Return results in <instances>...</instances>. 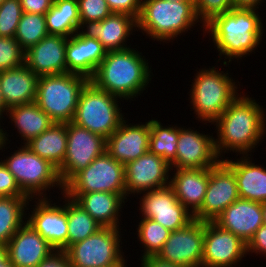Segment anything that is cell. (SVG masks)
<instances>
[{"mask_svg":"<svg viewBox=\"0 0 266 267\" xmlns=\"http://www.w3.org/2000/svg\"><path fill=\"white\" fill-rule=\"evenodd\" d=\"M195 12L203 26L214 16L228 12L234 7V0H194Z\"/></svg>","mask_w":266,"mask_h":267,"instance_id":"cell-39","label":"cell"},{"mask_svg":"<svg viewBox=\"0 0 266 267\" xmlns=\"http://www.w3.org/2000/svg\"><path fill=\"white\" fill-rule=\"evenodd\" d=\"M138 226V237L145 250L142 258L157 255L169 238L171 231L149 218H143Z\"/></svg>","mask_w":266,"mask_h":267,"instance_id":"cell-36","label":"cell"},{"mask_svg":"<svg viewBox=\"0 0 266 267\" xmlns=\"http://www.w3.org/2000/svg\"><path fill=\"white\" fill-rule=\"evenodd\" d=\"M214 222L247 244L263 225L262 203L239 198L221 212Z\"/></svg>","mask_w":266,"mask_h":267,"instance_id":"cell-23","label":"cell"},{"mask_svg":"<svg viewBox=\"0 0 266 267\" xmlns=\"http://www.w3.org/2000/svg\"><path fill=\"white\" fill-rule=\"evenodd\" d=\"M175 170V175L169 180L170 186L178 201L194 215L204 201L209 182V168Z\"/></svg>","mask_w":266,"mask_h":267,"instance_id":"cell-26","label":"cell"},{"mask_svg":"<svg viewBox=\"0 0 266 267\" xmlns=\"http://www.w3.org/2000/svg\"><path fill=\"white\" fill-rule=\"evenodd\" d=\"M89 81L68 72L40 76L35 102L55 123L72 122L81 91Z\"/></svg>","mask_w":266,"mask_h":267,"instance_id":"cell-5","label":"cell"},{"mask_svg":"<svg viewBox=\"0 0 266 267\" xmlns=\"http://www.w3.org/2000/svg\"><path fill=\"white\" fill-rule=\"evenodd\" d=\"M234 172L220 160L209 167V182L201 208L193 215L200 221H214L227 207L239 199Z\"/></svg>","mask_w":266,"mask_h":267,"instance_id":"cell-12","label":"cell"},{"mask_svg":"<svg viewBox=\"0 0 266 267\" xmlns=\"http://www.w3.org/2000/svg\"><path fill=\"white\" fill-rule=\"evenodd\" d=\"M140 54L131 48L107 51L90 81L119 99L140 95L151 80L148 63Z\"/></svg>","mask_w":266,"mask_h":267,"instance_id":"cell-2","label":"cell"},{"mask_svg":"<svg viewBox=\"0 0 266 267\" xmlns=\"http://www.w3.org/2000/svg\"><path fill=\"white\" fill-rule=\"evenodd\" d=\"M171 166L160 156L147 151L125 164V190L127 194L143 193L170 185Z\"/></svg>","mask_w":266,"mask_h":267,"instance_id":"cell-16","label":"cell"},{"mask_svg":"<svg viewBox=\"0 0 266 267\" xmlns=\"http://www.w3.org/2000/svg\"><path fill=\"white\" fill-rule=\"evenodd\" d=\"M0 267H15L13 263H11L8 258L0 265Z\"/></svg>","mask_w":266,"mask_h":267,"instance_id":"cell-52","label":"cell"},{"mask_svg":"<svg viewBox=\"0 0 266 267\" xmlns=\"http://www.w3.org/2000/svg\"><path fill=\"white\" fill-rule=\"evenodd\" d=\"M141 262H142L141 263L142 267H186V266L173 264L168 261H164L156 255H149V256L143 257L141 258Z\"/></svg>","mask_w":266,"mask_h":267,"instance_id":"cell-46","label":"cell"},{"mask_svg":"<svg viewBox=\"0 0 266 267\" xmlns=\"http://www.w3.org/2000/svg\"><path fill=\"white\" fill-rule=\"evenodd\" d=\"M106 151V139L73 122L67 123V150L63 164L58 168L65 186L78 172Z\"/></svg>","mask_w":266,"mask_h":267,"instance_id":"cell-11","label":"cell"},{"mask_svg":"<svg viewBox=\"0 0 266 267\" xmlns=\"http://www.w3.org/2000/svg\"><path fill=\"white\" fill-rule=\"evenodd\" d=\"M262 108L255 100L244 95L238 96L226 108L215 121L218 140L214 139V147L218 157L223 150H235L248 155L247 152L255 148L266 131Z\"/></svg>","mask_w":266,"mask_h":267,"instance_id":"cell-1","label":"cell"},{"mask_svg":"<svg viewBox=\"0 0 266 267\" xmlns=\"http://www.w3.org/2000/svg\"><path fill=\"white\" fill-rule=\"evenodd\" d=\"M126 262H125V260L122 262V263H120V264H118V265H115V266H111V267H126Z\"/></svg>","mask_w":266,"mask_h":267,"instance_id":"cell-54","label":"cell"},{"mask_svg":"<svg viewBox=\"0 0 266 267\" xmlns=\"http://www.w3.org/2000/svg\"><path fill=\"white\" fill-rule=\"evenodd\" d=\"M8 260L15 267H37L56 250L27 222L6 245Z\"/></svg>","mask_w":266,"mask_h":267,"instance_id":"cell-20","label":"cell"},{"mask_svg":"<svg viewBox=\"0 0 266 267\" xmlns=\"http://www.w3.org/2000/svg\"><path fill=\"white\" fill-rule=\"evenodd\" d=\"M119 228L102 227L66 251L71 267H111L125 259L120 251Z\"/></svg>","mask_w":266,"mask_h":267,"instance_id":"cell-10","label":"cell"},{"mask_svg":"<svg viewBox=\"0 0 266 267\" xmlns=\"http://www.w3.org/2000/svg\"><path fill=\"white\" fill-rule=\"evenodd\" d=\"M117 98L89 81L81 91L72 122L107 139L124 120Z\"/></svg>","mask_w":266,"mask_h":267,"instance_id":"cell-7","label":"cell"},{"mask_svg":"<svg viewBox=\"0 0 266 267\" xmlns=\"http://www.w3.org/2000/svg\"><path fill=\"white\" fill-rule=\"evenodd\" d=\"M64 194L78 203L102 227H119V209L125 203L121 194L103 191Z\"/></svg>","mask_w":266,"mask_h":267,"instance_id":"cell-27","label":"cell"},{"mask_svg":"<svg viewBox=\"0 0 266 267\" xmlns=\"http://www.w3.org/2000/svg\"><path fill=\"white\" fill-rule=\"evenodd\" d=\"M170 2H178V1H182V2H194V0H167Z\"/></svg>","mask_w":266,"mask_h":267,"instance_id":"cell-53","label":"cell"},{"mask_svg":"<svg viewBox=\"0 0 266 267\" xmlns=\"http://www.w3.org/2000/svg\"><path fill=\"white\" fill-rule=\"evenodd\" d=\"M37 267H71V265L64 251H55Z\"/></svg>","mask_w":266,"mask_h":267,"instance_id":"cell-45","label":"cell"},{"mask_svg":"<svg viewBox=\"0 0 266 267\" xmlns=\"http://www.w3.org/2000/svg\"><path fill=\"white\" fill-rule=\"evenodd\" d=\"M247 254V244L216 224L204 221L202 267H233Z\"/></svg>","mask_w":266,"mask_h":267,"instance_id":"cell-13","label":"cell"},{"mask_svg":"<svg viewBox=\"0 0 266 267\" xmlns=\"http://www.w3.org/2000/svg\"><path fill=\"white\" fill-rule=\"evenodd\" d=\"M31 201L28 197H0V245H7L9 240L24 225L26 204ZM23 223V224H22Z\"/></svg>","mask_w":266,"mask_h":267,"instance_id":"cell-32","label":"cell"},{"mask_svg":"<svg viewBox=\"0 0 266 267\" xmlns=\"http://www.w3.org/2000/svg\"><path fill=\"white\" fill-rule=\"evenodd\" d=\"M25 145L40 158L59 168L63 164L67 150V123H54Z\"/></svg>","mask_w":266,"mask_h":267,"instance_id":"cell-29","label":"cell"},{"mask_svg":"<svg viewBox=\"0 0 266 267\" xmlns=\"http://www.w3.org/2000/svg\"><path fill=\"white\" fill-rule=\"evenodd\" d=\"M22 13L20 0H5L0 5V37H15Z\"/></svg>","mask_w":266,"mask_h":267,"instance_id":"cell-37","label":"cell"},{"mask_svg":"<svg viewBox=\"0 0 266 267\" xmlns=\"http://www.w3.org/2000/svg\"><path fill=\"white\" fill-rule=\"evenodd\" d=\"M178 127H164L157 120H150L148 151L162 157L170 166L175 162Z\"/></svg>","mask_w":266,"mask_h":267,"instance_id":"cell-34","label":"cell"},{"mask_svg":"<svg viewBox=\"0 0 266 267\" xmlns=\"http://www.w3.org/2000/svg\"><path fill=\"white\" fill-rule=\"evenodd\" d=\"M48 35L45 15L23 12L14 38L26 51Z\"/></svg>","mask_w":266,"mask_h":267,"instance_id":"cell-35","label":"cell"},{"mask_svg":"<svg viewBox=\"0 0 266 267\" xmlns=\"http://www.w3.org/2000/svg\"><path fill=\"white\" fill-rule=\"evenodd\" d=\"M248 155L240 161L222 160L236 177L239 197L254 202H266V169L255 165ZM244 157V158H243Z\"/></svg>","mask_w":266,"mask_h":267,"instance_id":"cell-28","label":"cell"},{"mask_svg":"<svg viewBox=\"0 0 266 267\" xmlns=\"http://www.w3.org/2000/svg\"><path fill=\"white\" fill-rule=\"evenodd\" d=\"M263 224L266 225V202L262 203Z\"/></svg>","mask_w":266,"mask_h":267,"instance_id":"cell-51","label":"cell"},{"mask_svg":"<svg viewBox=\"0 0 266 267\" xmlns=\"http://www.w3.org/2000/svg\"><path fill=\"white\" fill-rule=\"evenodd\" d=\"M111 192L125 199V165L106 151L78 172L65 186L64 193Z\"/></svg>","mask_w":266,"mask_h":267,"instance_id":"cell-9","label":"cell"},{"mask_svg":"<svg viewBox=\"0 0 266 267\" xmlns=\"http://www.w3.org/2000/svg\"><path fill=\"white\" fill-rule=\"evenodd\" d=\"M81 24L90 21H102L112 12L106 0H77Z\"/></svg>","mask_w":266,"mask_h":267,"instance_id":"cell-40","label":"cell"},{"mask_svg":"<svg viewBox=\"0 0 266 267\" xmlns=\"http://www.w3.org/2000/svg\"><path fill=\"white\" fill-rule=\"evenodd\" d=\"M198 20L194 2L144 0L137 28L158 41H168L188 31ZM195 22V23H194ZM190 27V28H189Z\"/></svg>","mask_w":266,"mask_h":267,"instance_id":"cell-4","label":"cell"},{"mask_svg":"<svg viewBox=\"0 0 266 267\" xmlns=\"http://www.w3.org/2000/svg\"><path fill=\"white\" fill-rule=\"evenodd\" d=\"M27 197L19 187L15 177L9 172L4 163L0 162V197Z\"/></svg>","mask_w":266,"mask_h":267,"instance_id":"cell-41","label":"cell"},{"mask_svg":"<svg viewBox=\"0 0 266 267\" xmlns=\"http://www.w3.org/2000/svg\"><path fill=\"white\" fill-rule=\"evenodd\" d=\"M227 74L215 67L197 73L190 90L196 118L214 123L239 96L236 83Z\"/></svg>","mask_w":266,"mask_h":267,"instance_id":"cell-6","label":"cell"},{"mask_svg":"<svg viewBox=\"0 0 266 267\" xmlns=\"http://www.w3.org/2000/svg\"><path fill=\"white\" fill-rule=\"evenodd\" d=\"M135 27H137V21L134 17L122 13H111L102 21L82 23L79 28L82 31L79 32L88 38L98 39L106 51H116L129 48L124 42ZM83 28L86 31H83Z\"/></svg>","mask_w":266,"mask_h":267,"instance_id":"cell-22","label":"cell"},{"mask_svg":"<svg viewBox=\"0 0 266 267\" xmlns=\"http://www.w3.org/2000/svg\"><path fill=\"white\" fill-rule=\"evenodd\" d=\"M7 112L11 122L14 121L15 128L17 127L19 134L26 141L24 144L39 136L55 123L38 107L35 101L10 107Z\"/></svg>","mask_w":266,"mask_h":267,"instance_id":"cell-30","label":"cell"},{"mask_svg":"<svg viewBox=\"0 0 266 267\" xmlns=\"http://www.w3.org/2000/svg\"><path fill=\"white\" fill-rule=\"evenodd\" d=\"M106 53V49L98 39L88 38L77 32L67 38L65 53L67 72L90 80Z\"/></svg>","mask_w":266,"mask_h":267,"instance_id":"cell-24","label":"cell"},{"mask_svg":"<svg viewBox=\"0 0 266 267\" xmlns=\"http://www.w3.org/2000/svg\"><path fill=\"white\" fill-rule=\"evenodd\" d=\"M6 245H0V265L7 259Z\"/></svg>","mask_w":266,"mask_h":267,"instance_id":"cell-48","label":"cell"},{"mask_svg":"<svg viewBox=\"0 0 266 267\" xmlns=\"http://www.w3.org/2000/svg\"><path fill=\"white\" fill-rule=\"evenodd\" d=\"M7 111L8 110V108L6 107V105H5V101H4V98H3V95H2V91H1V89H0V118H3V117H1L3 114V112L4 111Z\"/></svg>","mask_w":266,"mask_h":267,"instance_id":"cell-50","label":"cell"},{"mask_svg":"<svg viewBox=\"0 0 266 267\" xmlns=\"http://www.w3.org/2000/svg\"><path fill=\"white\" fill-rule=\"evenodd\" d=\"M49 35L71 37L79 31L81 21L77 0H54L45 14Z\"/></svg>","mask_w":266,"mask_h":267,"instance_id":"cell-31","label":"cell"},{"mask_svg":"<svg viewBox=\"0 0 266 267\" xmlns=\"http://www.w3.org/2000/svg\"><path fill=\"white\" fill-rule=\"evenodd\" d=\"M262 0H234V8L254 9L259 8Z\"/></svg>","mask_w":266,"mask_h":267,"instance_id":"cell-47","label":"cell"},{"mask_svg":"<svg viewBox=\"0 0 266 267\" xmlns=\"http://www.w3.org/2000/svg\"><path fill=\"white\" fill-rule=\"evenodd\" d=\"M67 38L48 35L25 51L24 64L37 76L67 73Z\"/></svg>","mask_w":266,"mask_h":267,"instance_id":"cell-21","label":"cell"},{"mask_svg":"<svg viewBox=\"0 0 266 267\" xmlns=\"http://www.w3.org/2000/svg\"><path fill=\"white\" fill-rule=\"evenodd\" d=\"M204 27L207 33L211 32L220 58L223 54L229 62L253 52L263 35L261 18L254 9L233 7L214 16Z\"/></svg>","mask_w":266,"mask_h":267,"instance_id":"cell-3","label":"cell"},{"mask_svg":"<svg viewBox=\"0 0 266 267\" xmlns=\"http://www.w3.org/2000/svg\"><path fill=\"white\" fill-rule=\"evenodd\" d=\"M66 198V213L68 222V248L77 242L85 240L102 228L78 203L63 193Z\"/></svg>","mask_w":266,"mask_h":267,"instance_id":"cell-33","label":"cell"},{"mask_svg":"<svg viewBox=\"0 0 266 267\" xmlns=\"http://www.w3.org/2000/svg\"><path fill=\"white\" fill-rule=\"evenodd\" d=\"M22 11L26 13H36L45 15L51 6L54 4V0H20Z\"/></svg>","mask_w":266,"mask_h":267,"instance_id":"cell-44","label":"cell"},{"mask_svg":"<svg viewBox=\"0 0 266 267\" xmlns=\"http://www.w3.org/2000/svg\"><path fill=\"white\" fill-rule=\"evenodd\" d=\"M264 253L266 255V225H262L247 243V253Z\"/></svg>","mask_w":266,"mask_h":267,"instance_id":"cell-43","label":"cell"},{"mask_svg":"<svg viewBox=\"0 0 266 267\" xmlns=\"http://www.w3.org/2000/svg\"><path fill=\"white\" fill-rule=\"evenodd\" d=\"M176 169H200L215 166L220 159L214 147V138L198 131L178 128Z\"/></svg>","mask_w":266,"mask_h":267,"instance_id":"cell-17","label":"cell"},{"mask_svg":"<svg viewBox=\"0 0 266 267\" xmlns=\"http://www.w3.org/2000/svg\"><path fill=\"white\" fill-rule=\"evenodd\" d=\"M1 161L15 177L22 192L29 199H33L35 195L46 198V195H43L44 191L55 186V184L62 188V193H64V186L60 180L58 168L50 161L40 158L26 145L16 150L8 159Z\"/></svg>","mask_w":266,"mask_h":267,"instance_id":"cell-8","label":"cell"},{"mask_svg":"<svg viewBox=\"0 0 266 267\" xmlns=\"http://www.w3.org/2000/svg\"><path fill=\"white\" fill-rule=\"evenodd\" d=\"M125 121L106 139V152L124 165L146 153L150 140V121L143 125H128Z\"/></svg>","mask_w":266,"mask_h":267,"instance_id":"cell-19","label":"cell"},{"mask_svg":"<svg viewBox=\"0 0 266 267\" xmlns=\"http://www.w3.org/2000/svg\"><path fill=\"white\" fill-rule=\"evenodd\" d=\"M6 134L7 132L4 133L3 129H1V126H0V150L2 149V147L5 148L4 145H6V141L8 140L6 137L7 136Z\"/></svg>","mask_w":266,"mask_h":267,"instance_id":"cell-49","label":"cell"},{"mask_svg":"<svg viewBox=\"0 0 266 267\" xmlns=\"http://www.w3.org/2000/svg\"><path fill=\"white\" fill-rule=\"evenodd\" d=\"M24 57L25 51L15 38L0 37V71L22 66Z\"/></svg>","mask_w":266,"mask_h":267,"instance_id":"cell-38","label":"cell"},{"mask_svg":"<svg viewBox=\"0 0 266 267\" xmlns=\"http://www.w3.org/2000/svg\"><path fill=\"white\" fill-rule=\"evenodd\" d=\"M204 221L194 219L184 228L171 231L156 256L186 267H201L203 259Z\"/></svg>","mask_w":266,"mask_h":267,"instance_id":"cell-14","label":"cell"},{"mask_svg":"<svg viewBox=\"0 0 266 267\" xmlns=\"http://www.w3.org/2000/svg\"><path fill=\"white\" fill-rule=\"evenodd\" d=\"M112 13H122L134 17H139L142 0H106Z\"/></svg>","mask_w":266,"mask_h":267,"instance_id":"cell-42","label":"cell"},{"mask_svg":"<svg viewBox=\"0 0 266 267\" xmlns=\"http://www.w3.org/2000/svg\"><path fill=\"white\" fill-rule=\"evenodd\" d=\"M27 223L56 251L68 249V222L65 205L51 204L46 198L38 200ZM54 205V206H52Z\"/></svg>","mask_w":266,"mask_h":267,"instance_id":"cell-18","label":"cell"},{"mask_svg":"<svg viewBox=\"0 0 266 267\" xmlns=\"http://www.w3.org/2000/svg\"><path fill=\"white\" fill-rule=\"evenodd\" d=\"M39 76L25 64L0 71V89L6 107L23 105L35 101Z\"/></svg>","mask_w":266,"mask_h":267,"instance_id":"cell-25","label":"cell"},{"mask_svg":"<svg viewBox=\"0 0 266 267\" xmlns=\"http://www.w3.org/2000/svg\"><path fill=\"white\" fill-rule=\"evenodd\" d=\"M141 199L142 217L152 219L170 231L184 228L194 220L193 214L178 201L170 185L146 191Z\"/></svg>","mask_w":266,"mask_h":267,"instance_id":"cell-15","label":"cell"}]
</instances>
